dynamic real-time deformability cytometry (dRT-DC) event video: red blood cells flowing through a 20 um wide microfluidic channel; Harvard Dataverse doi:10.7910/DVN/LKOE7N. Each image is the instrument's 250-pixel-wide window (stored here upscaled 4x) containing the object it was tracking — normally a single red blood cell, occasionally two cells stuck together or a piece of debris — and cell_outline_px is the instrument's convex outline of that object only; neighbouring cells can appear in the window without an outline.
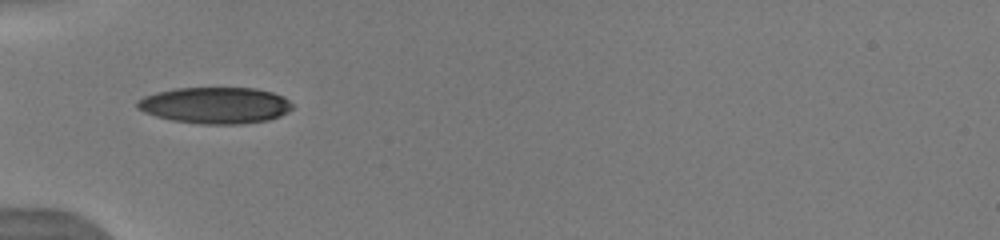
{"species": "human", "species_latin": "Homo sapiens", "temperature_condition": "warm", "stored_images_in_passage": 17, "segment_of_instrument_passage": [2, 2], "camera_frame_rate_fps": 3000, "um_per_image_px": 0.085, "donor": {"sex": "male"}, "frame": {"image": 1, "passage_image": 14, "time_ms": 6.0, "image_size_px": [1000, 240], "cell_outline_px": [[292, 108], [280, 116], [268, 120], [240, 124], [200, 124], [172, 120], [156, 116], [144, 112], [136, 108], [136, 100], [144, 96], [156, 92], [176, 88], [256, 88], [272, 92], [284, 96], [292, 104]], "centroid_in_image_um": [18.28, 8.95], "position_along_channel_um": 66.7, "area_um2": 33.0}}